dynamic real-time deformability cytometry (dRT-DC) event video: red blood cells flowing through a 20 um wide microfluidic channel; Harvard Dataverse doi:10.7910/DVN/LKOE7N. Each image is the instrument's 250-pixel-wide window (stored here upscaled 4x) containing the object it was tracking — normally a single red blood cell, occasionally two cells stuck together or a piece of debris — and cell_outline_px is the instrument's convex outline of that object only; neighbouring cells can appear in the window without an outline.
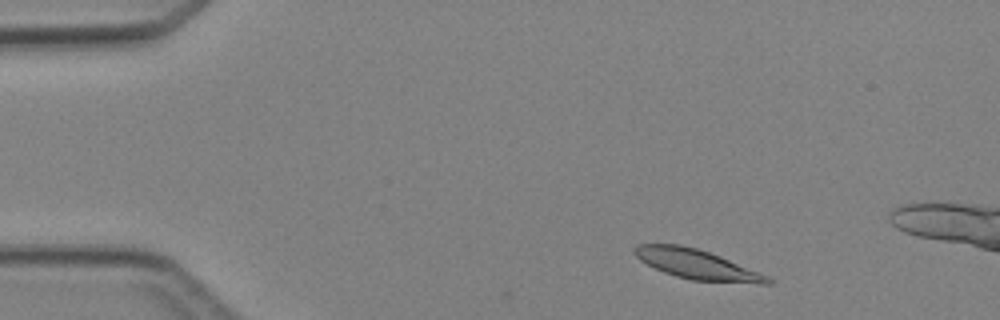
{"species": "Egyptian fruit bat (a non-hibernating species)", "species_latin": "Rousettus aegyptiacus", "temperature_condition": "cold", "stored_images_in_passage": 4, "camera_frame_rate_fps": 3000, "um_per_image_px": 0.085, "animal": {"sex": "female"}, "frame": {"image": 1, "passage_image": 1, "time_ms": 0.0, "image_size_px": [1000, 320], "cell_outline_px": [[772, 284], [760, 284], [692, 280], [676, 276], [664, 272], [640, 260], [632, 252], [632, 248], [636, 244], [680, 244], [696, 248], [720, 256], [760, 272], [768, 276], [772, 280]], "centroid_in_image_um": [59.23, 22.47], "position_along_channel_um": 25.8, "area_um2": 23.0}}
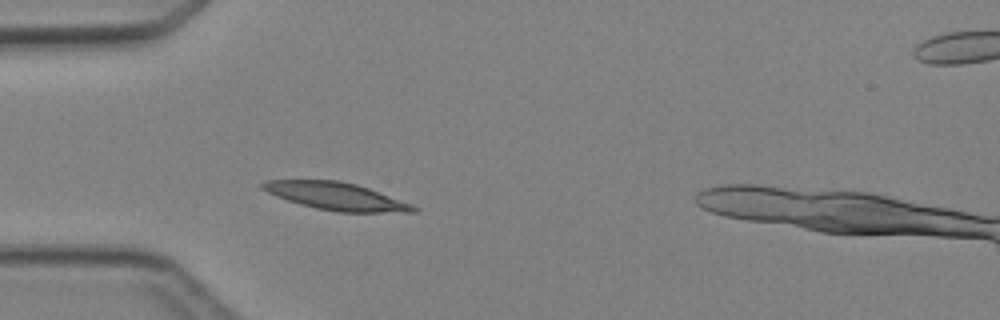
{"frame": {"image": 2, "passage_image": 3, "time_ms": 2.333, "image_size_px": [1000, 320], "cell_outline_px": [[420, 208], [416, 212], [336, 212], [316, 208], [300, 204], [276, 196], [260, 188], [260, 184], [268, 180], [340, 180], [356, 184], [368, 188], [412, 204]], "centroid_in_image_um": [28.58, 16.68], "position_along_channel_um": 56.4, "area_um2": 24.1}}